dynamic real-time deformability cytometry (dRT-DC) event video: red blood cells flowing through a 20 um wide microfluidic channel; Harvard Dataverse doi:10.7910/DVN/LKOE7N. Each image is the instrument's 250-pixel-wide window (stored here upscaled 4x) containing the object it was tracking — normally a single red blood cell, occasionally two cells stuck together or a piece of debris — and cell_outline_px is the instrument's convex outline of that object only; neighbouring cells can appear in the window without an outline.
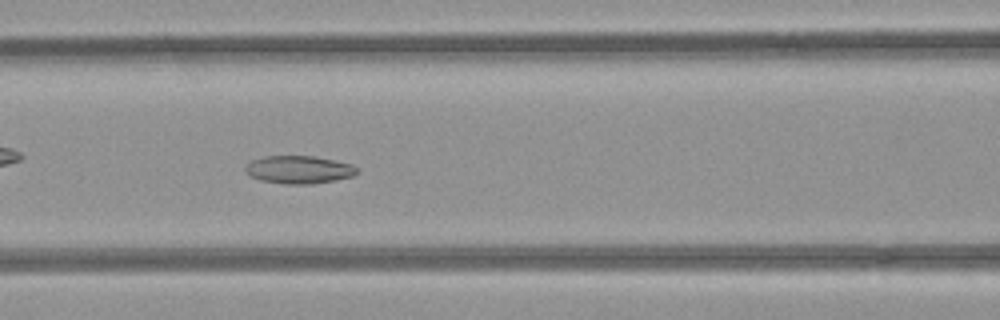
{"species": "common noctule bat (a hibernating species)", "species_latin": "Nyctalus noctula", "temperature_condition": "room temperature", "stored_images_in_passage": 36, "camera_frame_rate_fps": 3000, "um_per_image_px": 0.085, "animal": {"sex": "female", "body_mass_g": 21.9}, "frame": {"image": 1, "passage_image": 13, "time_ms": 4.0, "image_size_px": [1000, 320], "cell_outline_px": [[356, 172], [352, 176], [336, 180], [312, 184], [284, 184], [260, 180], [248, 176], [244, 172], [244, 168], [252, 160], [264, 156], [316, 156], [336, 160], [352, 164], [356, 168]], "centroid_in_image_um": [25.37, 14.42], "position_along_channel_um": 141.2, "area_um2": 18.26}}
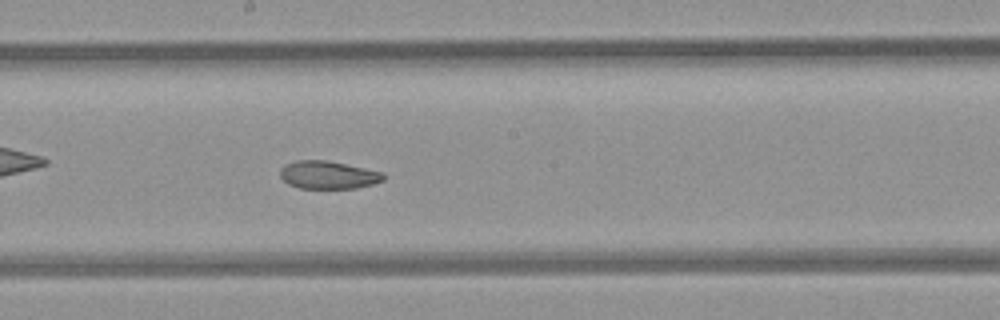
{"frame": {"image": 2, "passage_image": 19, "time_ms": 6.0, "image_size_px": [1000, 320], "cell_outline_px": [[384, 180], [372, 184], [356, 188], [300, 188], [288, 184], [280, 176], [280, 168], [284, 164], [296, 160], [328, 160], [384, 172]], "centroid_in_image_um": [27.88, 14.86], "position_along_channel_um": 220.3, "area_um2": 16.88}}
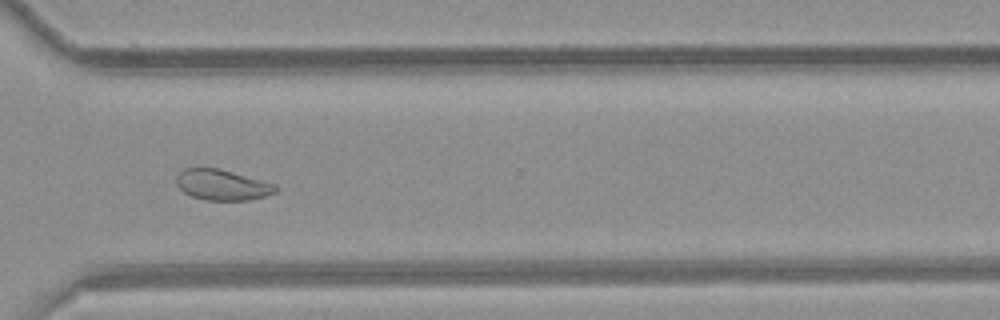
{"frame": {"image": 3, "passage_image": 29, "time_ms": 9.333, "image_size_px": [1000, 320], "cell_outline_px": [[280, 188], [276, 192], [264, 196], [248, 200], [204, 200], [192, 196], [184, 192], [176, 184], [176, 176], [184, 168], [220, 168], [276, 184]], "centroid_in_image_um": [18.9, 15.71], "position_along_channel_um": 351.7, "area_um2": 17.8}, "authors_computed_cell_mechanics": {"area_um2": 18.3226, "velocity_mm_per_s": 3.9534, "shape_relaxation_time_tau1_ms": null, "shape_relaxation_time_tau2_ms": 2.7713, "deformation_change_tau1": null, "deformation_change_tau2": 0.0698}}